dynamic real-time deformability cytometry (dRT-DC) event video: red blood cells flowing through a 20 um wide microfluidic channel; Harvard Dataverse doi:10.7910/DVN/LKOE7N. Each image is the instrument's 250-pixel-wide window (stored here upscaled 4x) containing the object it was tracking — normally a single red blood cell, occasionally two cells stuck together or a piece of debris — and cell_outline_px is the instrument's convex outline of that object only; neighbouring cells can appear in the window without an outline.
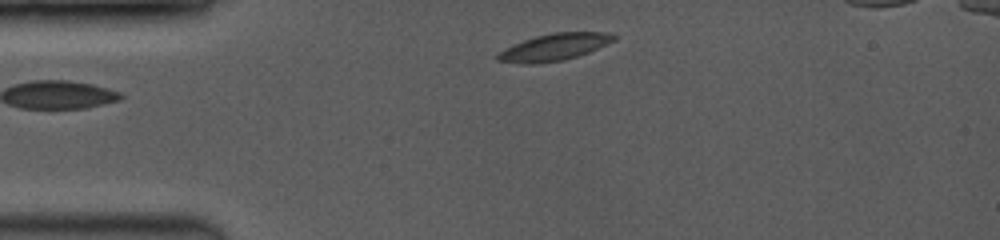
{"species": "common noctule bat (a hibernating species)", "species_latin": "Nyctalus noctula", "temperature_condition": "room temperature", "stored_images_in_passage": 49, "camera_frame_rate_fps": 3500, "um_per_image_px": 0.085, "animal": {"sex": "female", "body_mass_g": 19.0, "forearm_length_mm": 53.3}, "frame": {"image": 1, "passage_image": 1, "time_ms": 0.0, "image_size_px": [1000, 240], "cell_outline_px": [[616, 40], [588, 52], [564, 60], [536, 64], [524, 64], [496, 60], [496, 56], [500, 52], [524, 40], [536, 36], [556, 32], [604, 32], [616, 36]], "centroid_in_image_um": [47.13, 4.01], "position_along_channel_um": 37.9, "area_um2": 17.86}}
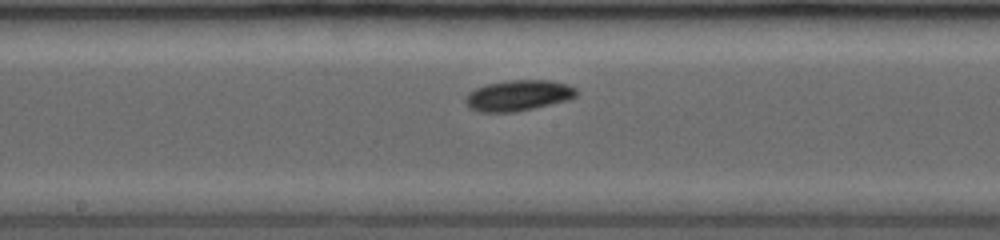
{"frame": {"image": 2, "passage_image": 25, "time_ms": 4.857, "image_size_px": [1000, 240], "cell_outline_px": [[580, 92], [576, 96], [568, 100], [516, 112], [480, 112], [468, 108], [464, 100], [468, 92], [476, 88], [488, 84], [508, 80], [552, 80], [568, 84], [576, 88]], "centroid_in_image_um": [44.07, 8.11], "position_along_channel_um": 204.1, "area_um2": 20.11}}
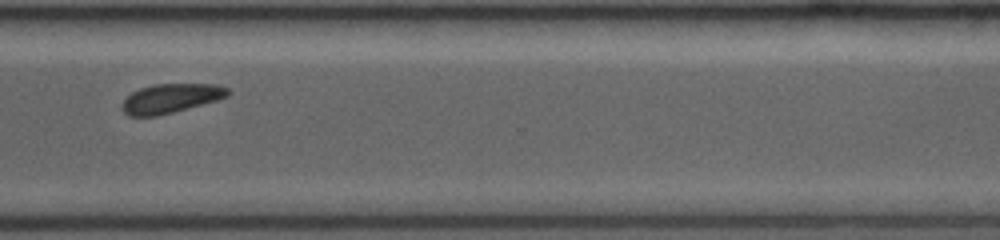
{"frame": {"image": 3, "passage_image": 48, "time_ms": 8.571, "image_size_px": [1000, 240], "cell_outline_px": [[228, 96], [216, 100], [172, 112], [156, 116], [128, 116], [120, 108], [124, 100], [132, 92], [140, 88], [156, 84], [216, 84], [228, 88]], "centroid_in_image_um": [14.48, 8.36], "position_along_channel_um": 356.1, "area_um2": 17.74}}